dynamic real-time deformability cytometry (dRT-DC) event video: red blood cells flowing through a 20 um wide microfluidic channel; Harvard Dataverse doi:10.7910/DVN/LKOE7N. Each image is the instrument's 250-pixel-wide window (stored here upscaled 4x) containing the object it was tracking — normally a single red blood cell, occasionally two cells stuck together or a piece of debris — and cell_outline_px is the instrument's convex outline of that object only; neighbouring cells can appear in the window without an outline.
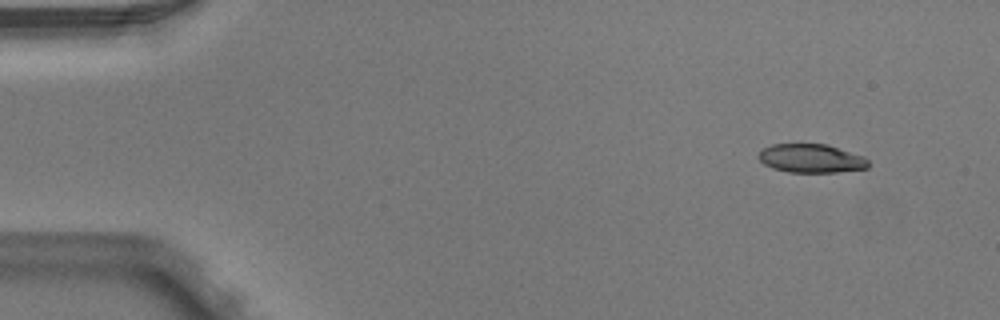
{"species": "Egyptian fruit bat (a non-hibernating species)", "species_latin": "Rousettus aegyptiacus", "temperature_condition": "warm", "stored_images_in_passage": 5, "segment_of_instrument_passage": [2, 2], "camera_frame_rate_fps": 3000, "um_per_image_px": 0.085, "animal": {"sex": "male"}, "frame": {"image": 1, "passage_image": 5, "time_ms": 1.333, "image_size_px": [1000, 320], "cell_outline_px": [[868, 168], [836, 172], [788, 172], [772, 168], [764, 164], [756, 156], [764, 148], [772, 144], [828, 144], [864, 156], [868, 160]], "centroid_in_image_um": [68.95, 13.46], "position_along_channel_um": 16.1, "area_um2": 18.38}}